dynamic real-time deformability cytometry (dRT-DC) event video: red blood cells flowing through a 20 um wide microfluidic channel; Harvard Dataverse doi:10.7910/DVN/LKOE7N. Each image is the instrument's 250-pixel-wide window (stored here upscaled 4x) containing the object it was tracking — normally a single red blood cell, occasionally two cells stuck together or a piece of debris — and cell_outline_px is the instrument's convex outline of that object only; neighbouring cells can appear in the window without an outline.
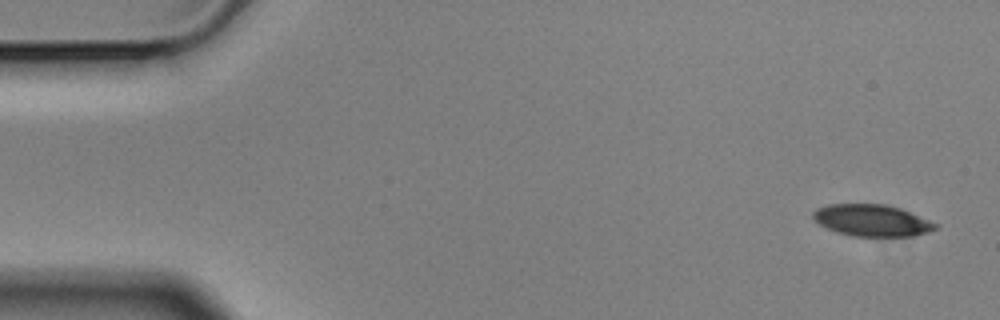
{"species": "Egyptian fruit bat (a non-hibernating species)", "species_latin": "Rousettus aegyptiacus", "temperature_condition": "cold", "stored_images_in_passage": 5, "segment_of_instrument_passage": [1, 2], "camera_frame_rate_fps": 3000, "um_per_image_px": 0.085, "animal": {"sex": "male"}, "frame": {"image": 1, "passage_image": 1, "time_ms": 0.0, "image_size_px": [1000, 320], "cell_outline_px": [[936, 228], [928, 232], [912, 236], [852, 236], [836, 232], [820, 224], [812, 216], [812, 212], [816, 208], [828, 204], [884, 204], [900, 208], [928, 220], [936, 224]], "centroid_in_image_um": [74.07, 18.73], "position_along_channel_um": 10.9, "area_um2": 22.37}}
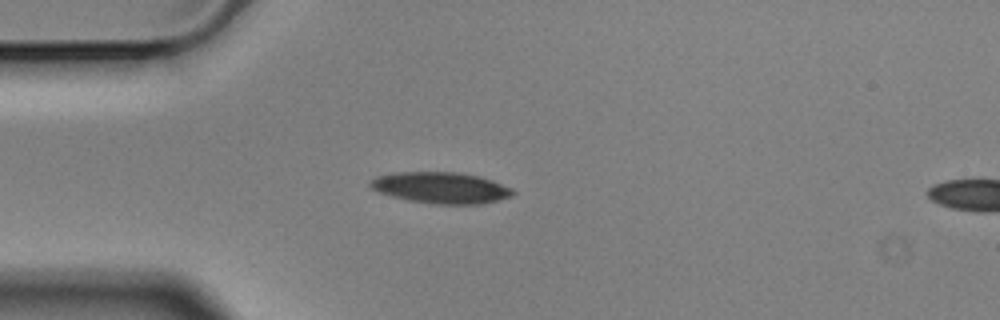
{"frame": {"image": 2, "passage_image": 4, "time_ms": 1.0, "image_size_px": [1000, 320], "cell_outline_px": [[516, 192], [512, 196], [480, 204], [436, 204], [408, 200], [392, 196], [380, 192], [372, 188], [368, 184], [376, 176], [392, 172], [460, 172], [480, 176], [492, 180], [512, 188]], "centroid_in_image_um": [37.49, 15.95], "position_along_channel_um": 47.5, "area_um2": 25.95}}